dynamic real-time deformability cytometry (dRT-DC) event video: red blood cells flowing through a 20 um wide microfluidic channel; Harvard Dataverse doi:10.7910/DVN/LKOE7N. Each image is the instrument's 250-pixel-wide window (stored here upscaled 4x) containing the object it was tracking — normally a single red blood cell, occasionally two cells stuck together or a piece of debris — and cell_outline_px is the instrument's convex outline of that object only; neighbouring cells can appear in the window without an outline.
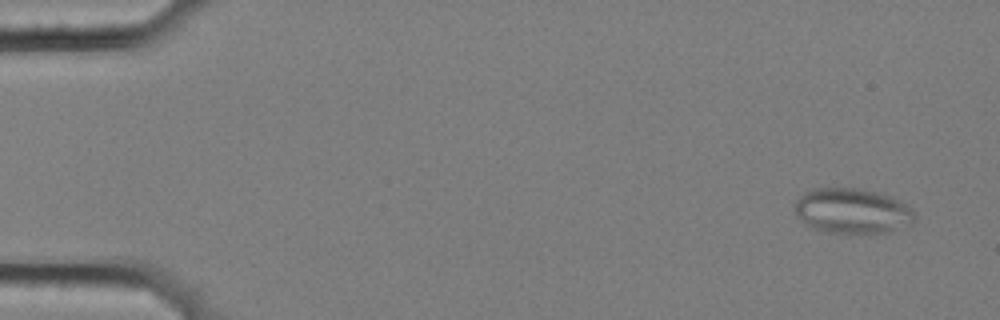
{"species": "common noctule bat (a hibernating species)", "species_latin": "Nyctalus noctula", "temperature_condition": "cold", "stored_images_in_passage": 57, "camera_frame_rate_fps": 3000, "um_per_image_px": 0.085, "animal": {"sex": "female", "body_mass_g": 25.1}, "frame": {"image": 1, "passage_image": 4, "time_ms": 1.0, "image_size_px": [1000, 320], "cell_outline_px": [[912, 224], [888, 232], [828, 232], [812, 228], [804, 224], [792, 212], [796, 200], [804, 192], [812, 188], [856, 188], [876, 192], [888, 196], [912, 208]], "centroid_in_image_um": [72.34, 17.92], "position_along_channel_um": 12.7, "area_um2": 31.33}}
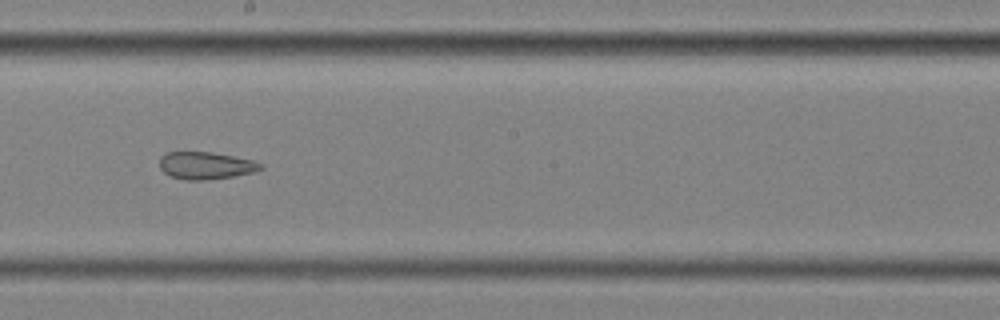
{"frame": {"image": 2, "passage_image": 33, "time_ms": 10.667, "image_size_px": [1000, 320], "cell_outline_px": [[264, 168], [256, 172], [232, 176], [204, 180], [184, 180], [168, 176], [160, 168], [160, 156], [168, 152], [212, 152], [252, 160], [264, 164]], "centroid_in_image_um": [17.49, 14.07], "position_along_channel_um": 230.7, "area_um2": 16.18}}
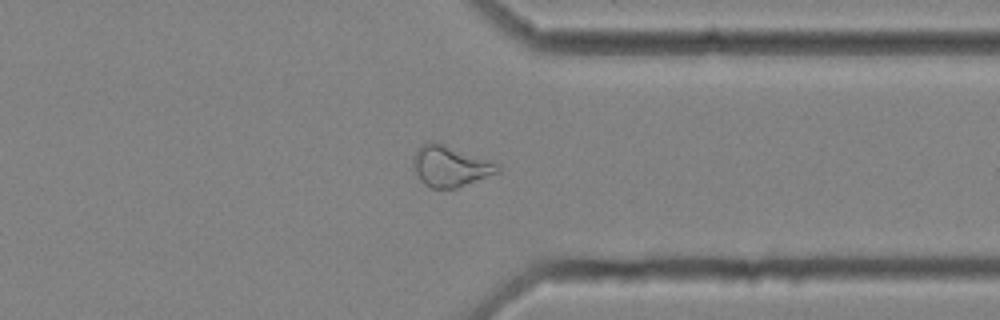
{"frame": {"image": 3, "passage_image": 45, "time_ms": 14.667, "image_size_px": [1000, 320], "cell_outline_px": [[500, 172], [456, 188], [432, 188], [424, 184], [420, 180], [412, 164], [412, 156], [420, 144], [428, 140], [444, 144], [500, 164]], "centroid_in_image_um": [38.23, 14.11], "position_along_channel_um": 373.2, "area_um2": 20.17}, "authors_computed_cell_mechanics": {"area_um2": 22.831, "velocity_mm_per_s": 3.5796, "shape_relaxation_time_tau1_ms": null, "shape_relaxation_time_tau2_ms": 2.654, "deformation_change_tau1": null, "deformation_change_tau2": 0.0947}}